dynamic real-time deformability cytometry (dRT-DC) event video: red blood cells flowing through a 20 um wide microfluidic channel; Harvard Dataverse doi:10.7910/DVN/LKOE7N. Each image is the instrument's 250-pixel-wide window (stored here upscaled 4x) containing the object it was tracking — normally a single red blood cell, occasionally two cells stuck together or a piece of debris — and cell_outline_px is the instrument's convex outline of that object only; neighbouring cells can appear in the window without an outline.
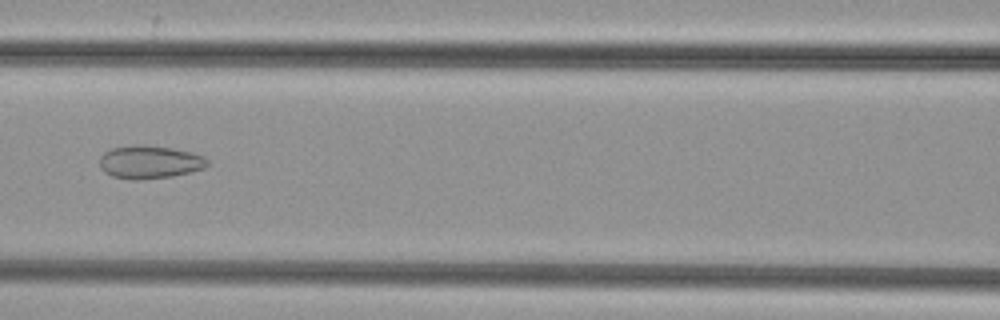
{"species": "common noctule bat (a hibernating species)", "species_latin": "Nyctalus noctula", "temperature_condition": "cold", "stored_images_in_passage": 42, "camera_frame_rate_fps": 3000, "um_per_image_px": 0.085, "animal": {"sex": "female", "body_mass_g": 29.2, "forearm_length_mm": 56.3}, "frame": {"image": 1, "passage_image": 13, "time_ms": 4.0, "image_size_px": [1000, 320], "cell_outline_px": [[208, 164], [204, 168], [172, 176], [144, 180], [132, 180], [112, 176], [104, 172], [100, 168], [100, 156], [104, 152], [112, 148], [140, 144], [144, 144], [172, 148], [192, 152], [204, 156], [208, 160]], "centroid_in_image_um": [12.7, 13.77], "position_along_channel_um": 153.9, "area_um2": 20.92}}
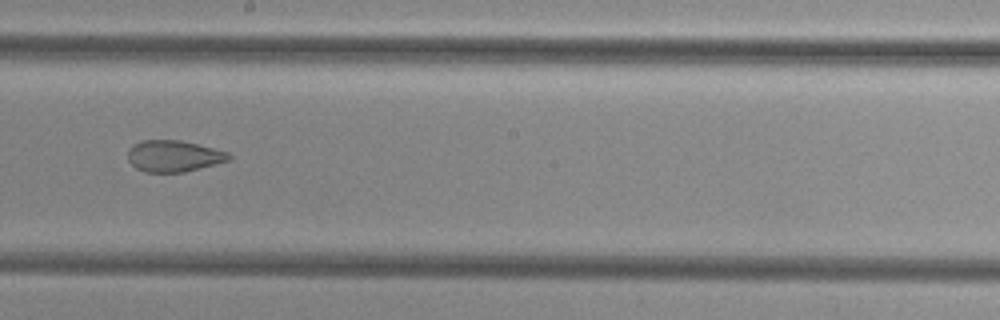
{"frame": {"image": 2, "passage_image": 19, "time_ms": 6.0, "image_size_px": [1000, 320], "cell_outline_px": [[232, 156], [228, 160], [184, 172], [144, 172], [136, 168], [128, 160], [128, 148], [132, 144], [144, 140], [180, 140], [228, 152]], "centroid_in_image_um": [14.71, 13.26], "position_along_channel_um": 233.5, "area_um2": 18.32}}
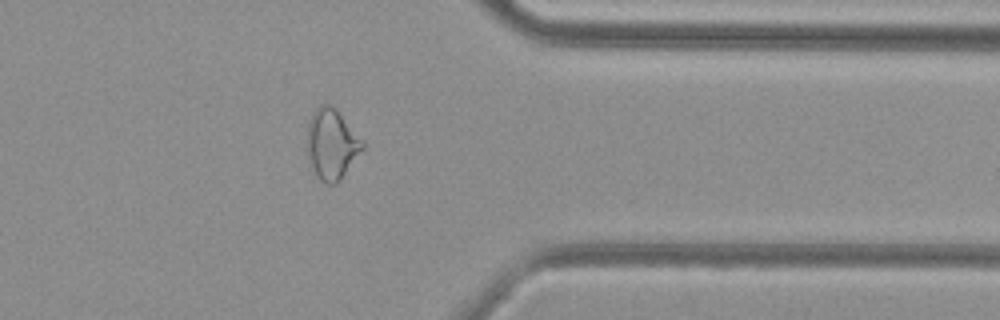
{"frame": {"image": 3, "passage_image": 31, "time_ms": 10.0, "image_size_px": [1000, 320], "cell_outline_px": [[364, 148], [340, 180], [336, 184], [324, 184], [312, 172], [308, 148], [308, 120], [312, 112], [320, 104], [332, 104], [336, 108], [364, 144]], "centroid_in_image_um": [28.17, 12.26], "position_along_channel_um": 383.2, "area_um2": 22.54}}